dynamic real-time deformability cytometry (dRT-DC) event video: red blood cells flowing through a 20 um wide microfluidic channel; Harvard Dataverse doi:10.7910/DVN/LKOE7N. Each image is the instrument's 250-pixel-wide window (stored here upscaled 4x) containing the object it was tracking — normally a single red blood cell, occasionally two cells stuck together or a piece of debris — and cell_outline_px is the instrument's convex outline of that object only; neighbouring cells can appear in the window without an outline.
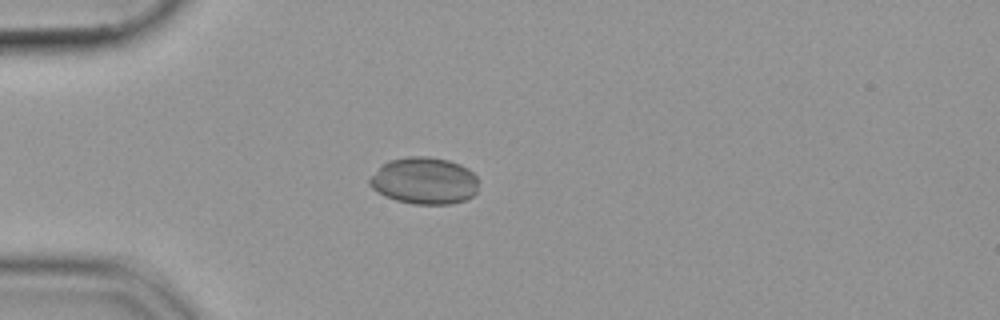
{"species": "common noctule bat (a hibernating species)", "species_latin": "Nyctalus noctula", "temperature_condition": "cold", "stored_images_in_passage": 39, "camera_frame_rate_fps": 3000, "um_per_image_px": 0.085, "animal": {"sex": "female", "body_mass_g": 19.9}, "frame": {"image": 1, "passage_image": 6, "time_ms": 1.667, "image_size_px": [1000, 320], "cell_outline_px": [[476, 192], [472, 196], [464, 200], [452, 204], [412, 204], [396, 200], [384, 196], [376, 192], [368, 184], [368, 180], [388, 160], [408, 156], [428, 156], [448, 160], [460, 164], [468, 168], [476, 176]], "centroid_in_image_um": [36.05, 15.37], "position_along_channel_um": 48.9, "area_um2": 29.77}}
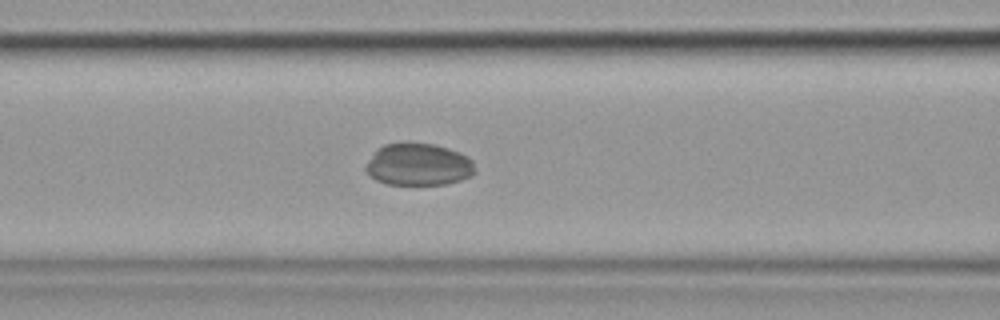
{"frame": {"image": 2, "passage_image": 14, "time_ms": 4.333, "image_size_px": [1000, 320], "cell_outline_px": [[476, 172], [472, 176], [460, 180], [444, 184], [388, 184], [376, 180], [364, 168], [368, 160], [376, 148], [384, 144], [404, 140], [408, 140], [436, 144], [460, 152], [468, 156], [472, 160]], "centroid_in_image_um": [35.56, 13.93], "position_along_channel_um": 131.0, "area_um2": 27.51}}
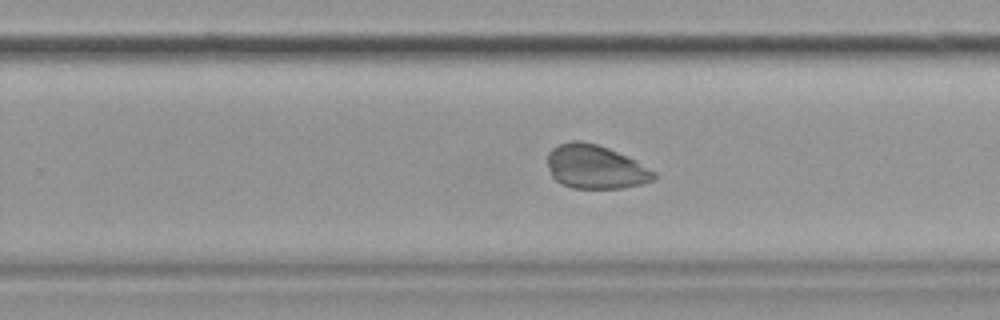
{"frame": {"image": 3, "passage_image": 26, "time_ms": 8.333, "image_size_px": [1000, 320], "cell_outline_px": [[656, 176], [652, 180], [640, 184], [620, 188], [572, 188], [560, 184], [552, 176], [548, 168], [548, 152], [552, 148], [560, 144], [572, 140], [580, 140], [596, 144], [608, 148], [636, 160], [656, 172]], "centroid_in_image_um": [50.59, 14.18], "position_along_channel_um": 279.2, "area_um2": 27.11}}